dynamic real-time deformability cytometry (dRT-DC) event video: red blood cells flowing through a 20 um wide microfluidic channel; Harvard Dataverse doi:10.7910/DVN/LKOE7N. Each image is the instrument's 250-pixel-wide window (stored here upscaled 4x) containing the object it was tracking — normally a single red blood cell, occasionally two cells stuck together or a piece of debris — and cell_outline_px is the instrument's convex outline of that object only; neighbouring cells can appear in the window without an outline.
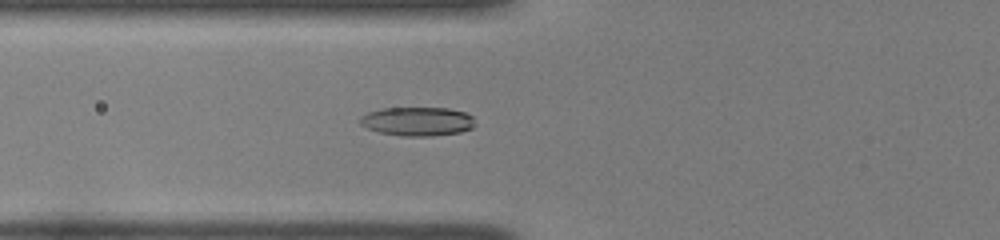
{"species": "common noctule bat (a hibernating species)", "species_latin": "Nyctalus noctula", "temperature_condition": "room temperature", "stored_images_in_passage": 54, "camera_frame_rate_fps": 3000, "um_per_image_px": 0.085, "animal": {"sex": "female", "body_mass_g": 22.0, "forearm_length_mm": 56.7}, "frame": {"image": 1, "passage_image": 23, "time_ms": 7.333, "image_size_px": [1000, 240], "cell_outline_px": [[476, 124], [472, 128], [460, 132], [432, 136], [400, 136], [380, 132], [368, 128], [360, 124], [360, 116], [368, 112], [384, 108], [448, 108], [464, 112], [472, 116]], "centroid_in_image_um": [35.49, 10.32], "position_along_channel_um": 90.3, "area_um2": 19.36}}
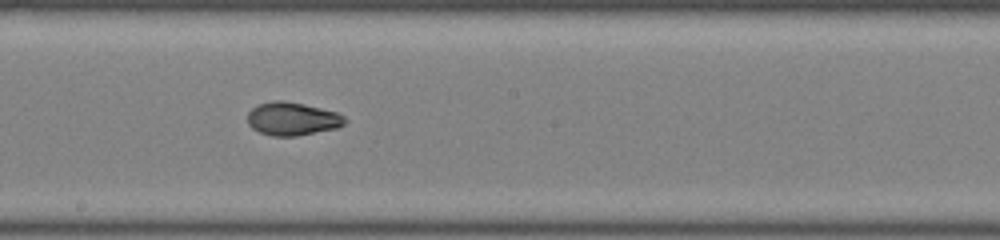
{"frame": {"image": 2, "passage_image": 33, "time_ms": 10.667, "image_size_px": [1000, 240], "cell_outline_px": [[348, 120], [344, 124], [336, 128], [296, 136], [272, 136], [260, 132], [252, 128], [248, 124], [248, 112], [252, 108], [260, 104], [272, 100], [284, 100], [304, 104], [336, 112], [344, 116]], "centroid_in_image_um": [24.84, 10.09], "position_along_channel_um": 223.4, "area_um2": 18.79}}
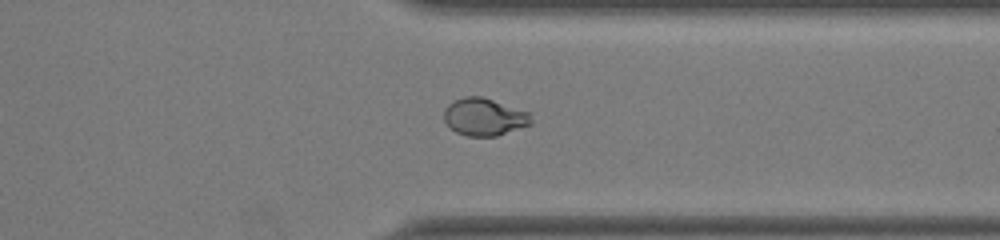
{"frame": {"image": 3, "passage_image": 44, "time_ms": 14.333, "image_size_px": [1000, 240], "cell_outline_px": [[532, 124], [496, 136], [468, 136], [456, 132], [444, 120], [444, 108], [448, 104], [464, 96], [480, 96], [532, 112]], "centroid_in_image_um": [41.2, 9.93], "position_along_channel_um": 370.2, "area_um2": 19.07}, "authors_computed_cell_mechanics": {"area_um2": 19.1029, "velocity_mm_per_s": 3.9886, "shape_relaxation_time_tau1_ms": 8.0144, "shape_relaxation_time_tau2_ms": 1.3291, "deformation_change_tau1": 0.2374, "deformation_change_tau2": 0.0423}}